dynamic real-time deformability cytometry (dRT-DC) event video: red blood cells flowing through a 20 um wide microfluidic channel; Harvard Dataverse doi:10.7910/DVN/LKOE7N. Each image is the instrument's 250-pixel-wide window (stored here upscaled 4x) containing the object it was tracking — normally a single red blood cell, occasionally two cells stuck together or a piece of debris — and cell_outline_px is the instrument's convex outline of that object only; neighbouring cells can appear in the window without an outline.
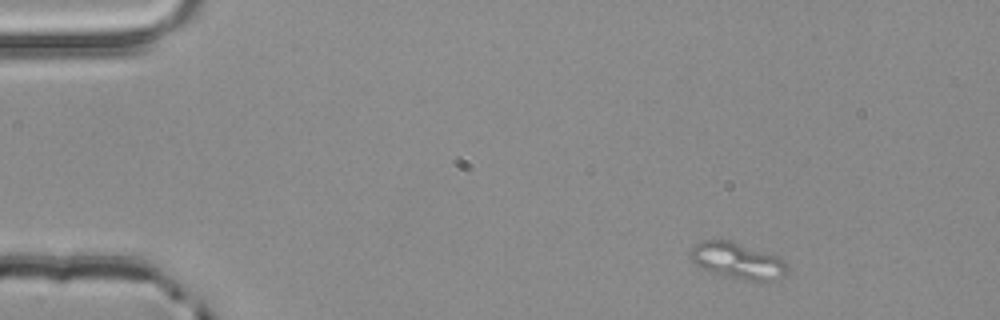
{"species": "common noctule bat (a hibernating species)", "species_latin": "Nyctalus noctula", "temperature_condition": "room temperature", "stored_images_in_passage": 4, "segment_of_instrument_passage": [1, 2], "camera_frame_rate_fps": 3000, "um_per_image_px": 0.085, "animal": {"sex": "male", "body_mass_g": 20.4}, "frame": {"image": 1, "passage_image": 1, "time_ms": 0.0, "image_size_px": [1000, 320], "cell_outline_px": [[784, 276], [768, 280], [748, 280], [708, 272], [696, 264], [692, 260], [692, 248], [696, 244], [704, 240], [728, 240], [776, 256], [784, 264]], "centroid_in_image_um": [62.61, 22.16], "position_along_channel_um": 22.4, "area_um2": 19.42}}